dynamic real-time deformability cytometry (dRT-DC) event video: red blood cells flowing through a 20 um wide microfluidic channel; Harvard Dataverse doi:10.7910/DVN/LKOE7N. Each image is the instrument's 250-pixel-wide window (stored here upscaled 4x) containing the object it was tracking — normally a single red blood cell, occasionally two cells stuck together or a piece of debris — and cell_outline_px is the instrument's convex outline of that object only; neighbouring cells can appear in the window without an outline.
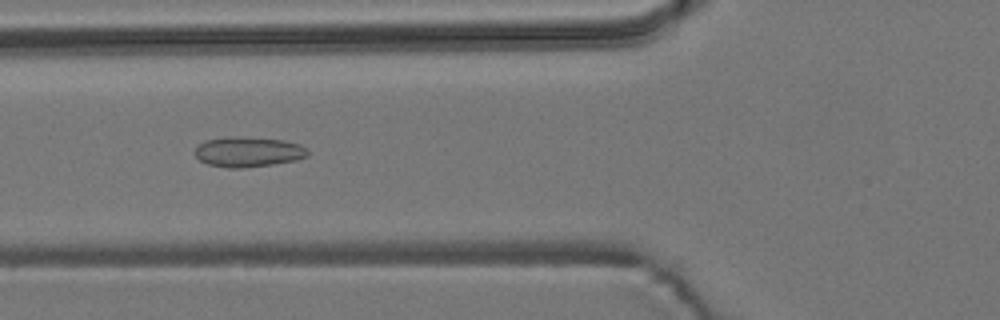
{"species": "common noctule bat (a hibernating species)", "species_latin": "Nyctalus noctula", "temperature_condition": "room temperature", "stored_images_in_passage": 46, "camera_frame_rate_fps": 3000, "um_per_image_px": 0.085, "animal": {"sex": "male", "body_mass_g": 19.2, "forearm_length_mm": 51.8}, "frame": {"image": 1, "passage_image": 21, "time_ms": 6.667, "image_size_px": [1000, 320], "cell_outline_px": [[308, 156], [296, 160], [272, 164], [244, 168], [228, 168], [208, 164], [200, 160], [192, 152], [204, 140], [228, 136], [236, 136], [284, 140], [300, 144], [308, 148]], "centroid_in_image_um": [21.09, 12.9], "position_along_channel_um": 104.7, "area_um2": 20.0}}
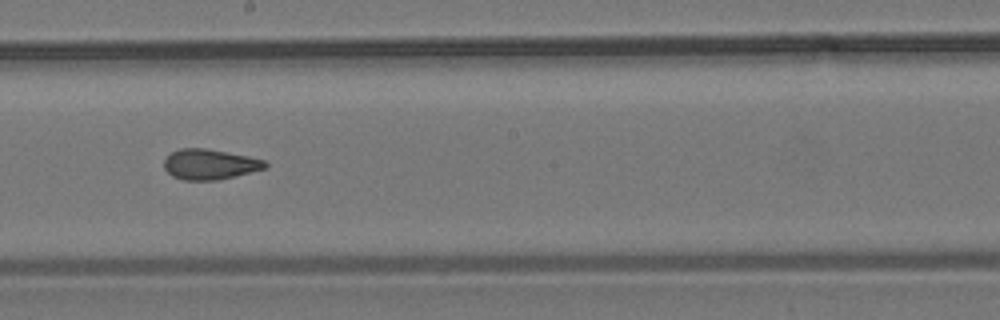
{"frame": {"image": 2, "passage_image": 31, "time_ms": 10.0, "image_size_px": [1000, 320], "cell_outline_px": [[268, 168], [236, 176], [216, 180], [184, 180], [172, 176], [164, 168], [164, 160], [172, 152], [180, 148], [204, 148], [248, 156], [264, 160], [268, 164]], "centroid_in_image_um": [17.85, 13.97], "position_along_channel_um": 230.4, "area_um2": 17.86}}
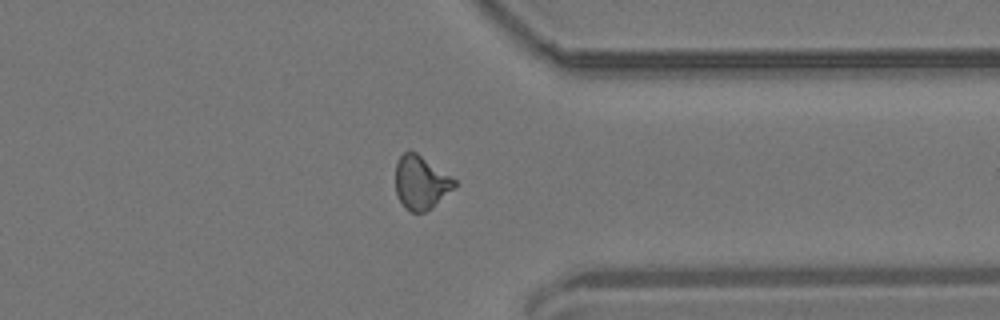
{"frame": {"image": 3, "passage_image": 43, "time_ms": 14.0, "image_size_px": [1000, 320], "cell_outline_px": [[456, 188], [432, 208], [424, 212], [412, 212], [404, 208], [396, 192], [396, 160], [408, 148], [416, 152], [452, 176], [456, 180]], "centroid_in_image_um": [35.79, 15.5], "position_along_channel_um": 375.6, "area_um2": 18.73}, "authors_computed_cell_mechanics": {"area_um2": 18.8139, "velocity_mm_per_s": 3.7557, "shape_relaxation_time_tau1_ms": null, "shape_relaxation_time_tau2_ms": 2.0545, "deformation_change_tau1": null, "deformation_change_tau2": 0.0823}}